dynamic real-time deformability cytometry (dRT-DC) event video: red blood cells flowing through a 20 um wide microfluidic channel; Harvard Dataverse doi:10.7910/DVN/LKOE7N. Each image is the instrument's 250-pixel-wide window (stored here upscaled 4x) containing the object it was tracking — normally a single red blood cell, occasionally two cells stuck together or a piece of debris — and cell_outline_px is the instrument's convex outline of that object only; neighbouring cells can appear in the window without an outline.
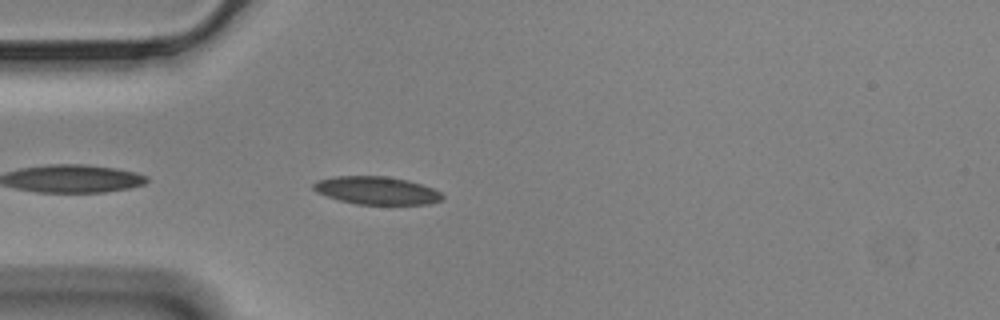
{"species": "Egyptian fruit bat (a non-hibernating species)", "species_latin": "Rousettus aegyptiacus", "temperature_condition": "cold", "stored_images_in_passage": 16, "camera_frame_rate_fps": 3000, "um_per_image_px": 0.085, "animal": {"sex": "male"}, "frame": {"image": 1, "passage_image": 3, "time_ms": 0.667, "image_size_px": [1000, 320], "cell_outline_px": [[444, 196], [440, 200], [428, 204], [356, 204], [340, 200], [316, 192], [312, 188], [312, 184], [316, 180], [336, 176], [384, 176], [408, 180], [432, 188], [440, 192]], "centroid_in_image_um": [31.98, 16.18], "position_along_channel_um": 53.0, "area_um2": 20.81}}
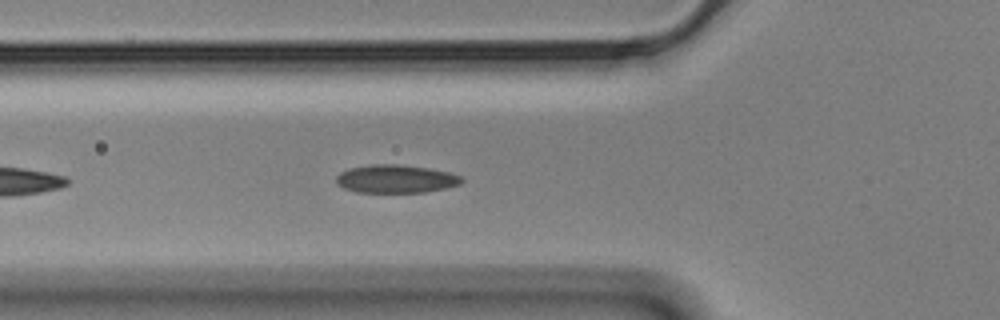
{"frame": {"image": 2, "passage_image": 7, "time_ms": 2.0, "image_size_px": [1000, 320], "cell_outline_px": [[464, 180], [460, 184], [444, 188], [424, 192], [356, 192], [344, 188], [336, 184], [336, 176], [340, 172], [348, 168], [372, 164], [396, 164], [428, 168], [448, 172], [460, 176]], "centroid_in_image_um": [33.6, 15.2], "position_along_channel_um": 92.2, "area_um2": 20.52}}
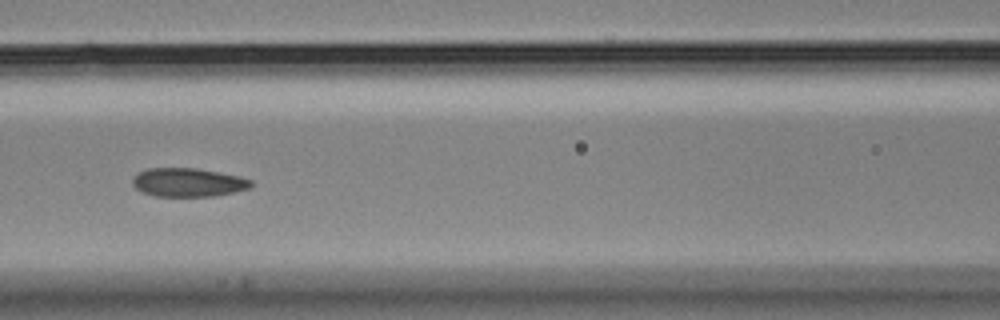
{"frame": {"image": 3, "passage_image": 12, "time_ms": 3.667, "image_size_px": [1000, 320], "cell_outline_px": [[256, 184], [252, 188], [216, 196], [156, 196], [144, 192], [136, 188], [132, 184], [132, 176], [148, 168], [196, 168], [220, 172], [240, 176], [252, 180]], "centroid_in_image_um": [16.05, 15.5], "position_along_channel_um": 150.5, "area_um2": 20.0}}